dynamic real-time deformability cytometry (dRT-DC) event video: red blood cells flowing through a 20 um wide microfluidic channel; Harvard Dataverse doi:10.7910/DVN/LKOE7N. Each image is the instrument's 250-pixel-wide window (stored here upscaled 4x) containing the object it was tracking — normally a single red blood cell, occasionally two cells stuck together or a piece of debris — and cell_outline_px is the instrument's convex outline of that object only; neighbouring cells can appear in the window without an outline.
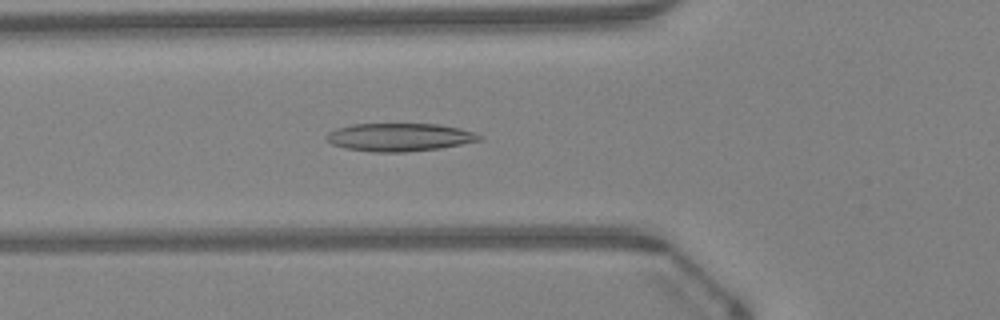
{"species": "Egyptian fruit bat (a non-hibernating species)", "species_latin": "Rousettus aegyptiacus", "temperature_condition": "warm", "stored_images_in_passage": 44, "camera_frame_rate_fps": 3000, "um_per_image_px": 0.085, "animal": {"sex": "female"}, "frame": {"image": 1, "passage_image": 14, "time_ms": 4.333, "image_size_px": [1000, 320], "cell_outline_px": [[484, 136], [480, 140], [440, 148], [404, 152], [372, 152], [344, 148], [332, 144], [324, 140], [324, 136], [328, 132], [336, 128], [352, 124], [440, 124], [460, 128]], "centroid_in_image_um": [33.9, 11.66], "position_along_channel_um": 91.9, "area_um2": 25.09}}
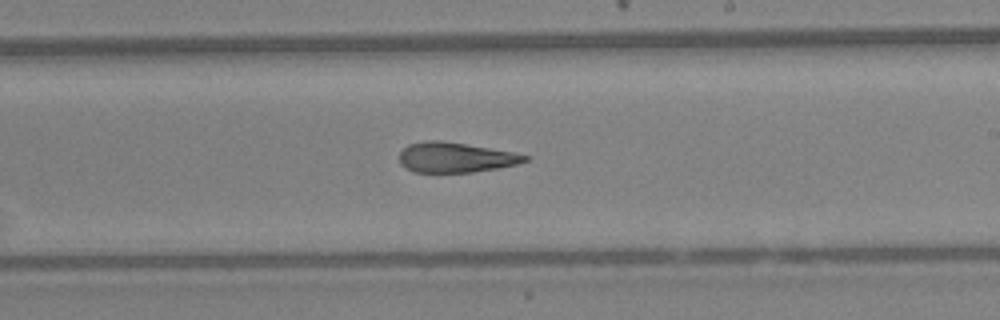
{"frame": {"image": 2, "passage_image": 25, "time_ms": 8.0, "image_size_px": [1000, 320], "cell_outline_px": [[528, 160], [516, 164], [496, 168], [472, 172], [412, 172], [404, 168], [400, 164], [400, 152], [408, 144], [428, 140], [440, 140], [512, 152], [528, 156]], "centroid_in_image_um": [38.65, 13.38], "position_along_channel_um": 250.4, "area_um2": 21.73}}
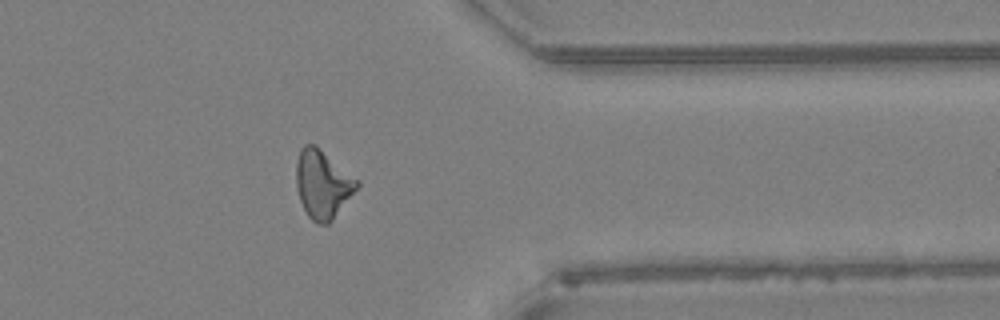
{"frame": {"image": 3, "passage_image": 35, "time_ms": 11.333, "image_size_px": [1000, 320], "cell_outline_px": [[360, 184], [332, 220], [328, 224], [316, 224], [308, 216], [300, 200], [296, 188], [296, 160], [300, 148], [304, 144], [316, 144], [360, 180]], "centroid_in_image_um": [27.42, 15.62], "position_along_channel_um": 384.0, "area_um2": 24.39}, "authors_computed_cell_mechanics": {"area_um2": 23.5824, "velocity_mm_per_s": 4.342, "shape_relaxation_time_tau1_ms": null, "shape_relaxation_time_tau2_ms": 5.0519, "deformation_change_tau1": null, "deformation_change_tau2": 0.1702}}